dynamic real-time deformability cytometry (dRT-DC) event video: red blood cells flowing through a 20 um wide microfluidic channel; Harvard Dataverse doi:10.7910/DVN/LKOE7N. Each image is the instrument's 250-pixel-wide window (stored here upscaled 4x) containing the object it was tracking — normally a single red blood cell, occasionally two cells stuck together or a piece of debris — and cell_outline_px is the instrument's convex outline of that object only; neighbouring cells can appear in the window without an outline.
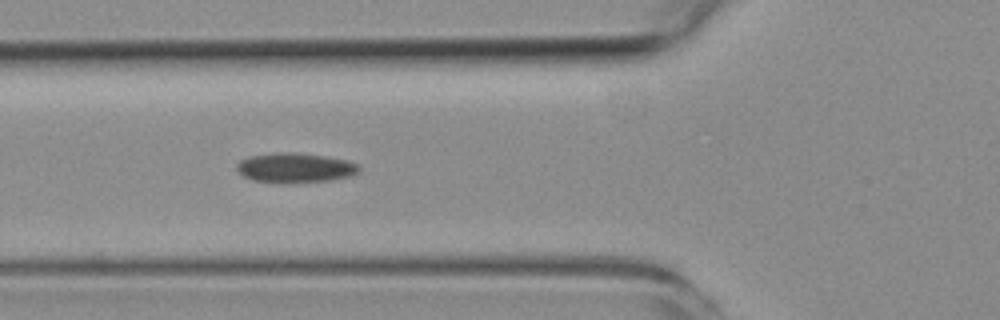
{"species": "common noctule bat (a hibernating species)", "species_latin": "Nyctalus noctula", "temperature_condition": "room temperature", "stored_images_in_passage": 5, "camera_frame_rate_fps": 3000, "um_per_image_px": 0.085, "animal": {"sex": "female", "body_mass_g": 19.3, "forearm_length_mm": 54.1}, "frame": {"image": 1, "passage_image": 3, "time_ms": 2.333, "image_size_px": [1000, 320], "cell_outline_px": [[360, 172], [352, 176], [332, 180], [292, 184], [284, 184], [252, 180], [244, 176], [236, 168], [236, 164], [240, 160], [248, 156], [276, 152], [292, 152], [324, 156], [348, 160], [356, 164], [360, 168]], "centroid_in_image_um": [25.09, 14.28], "position_along_channel_um": 100.7, "area_um2": 21.62}}
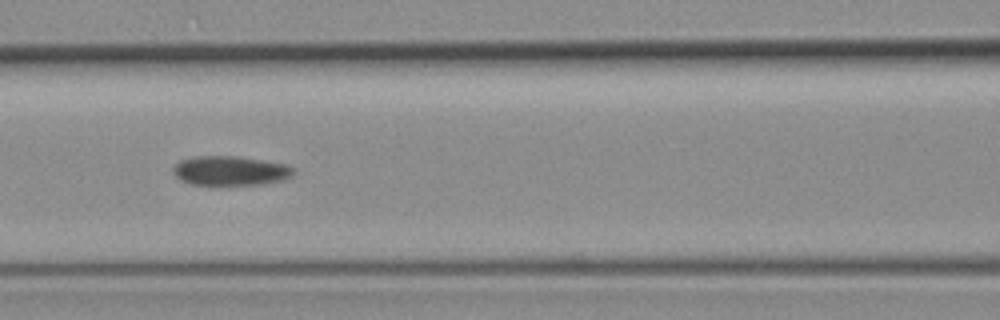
{"frame": {"image": 2, "passage_image": 4, "time_ms": 3.667, "image_size_px": [1000, 320], "cell_outline_px": [[296, 172], [292, 176], [284, 180], [264, 184], [212, 188], [192, 184], [180, 180], [172, 172], [172, 168], [180, 160], [196, 156], [236, 156], [288, 164], [296, 168]], "centroid_in_image_um": [19.6, 14.56], "position_along_channel_um": 147.0, "area_um2": 21.79}}
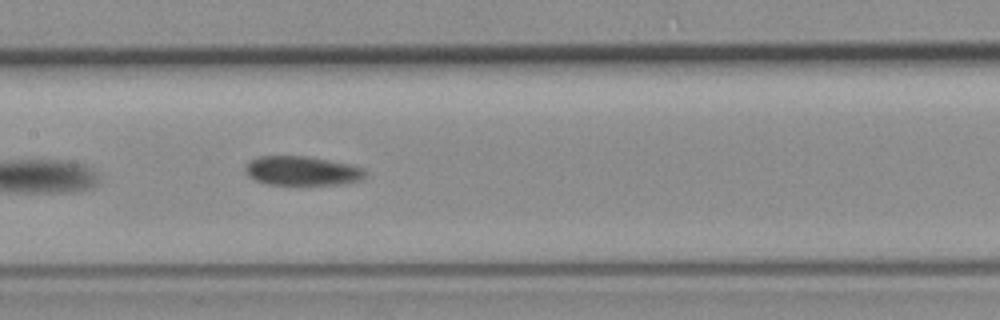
{"frame": {"image": 3, "passage_image": 5, "time_ms": 4.667, "image_size_px": [1000, 320], "cell_outline_px": [[368, 176], [360, 180], [344, 184], [300, 188], [296, 188], [268, 184], [256, 180], [248, 176], [244, 168], [252, 160], [260, 156], [308, 156], [352, 164], [364, 168]], "centroid_in_image_um": [25.75, 14.58], "position_along_channel_um": 181.7, "area_um2": 21.62}}